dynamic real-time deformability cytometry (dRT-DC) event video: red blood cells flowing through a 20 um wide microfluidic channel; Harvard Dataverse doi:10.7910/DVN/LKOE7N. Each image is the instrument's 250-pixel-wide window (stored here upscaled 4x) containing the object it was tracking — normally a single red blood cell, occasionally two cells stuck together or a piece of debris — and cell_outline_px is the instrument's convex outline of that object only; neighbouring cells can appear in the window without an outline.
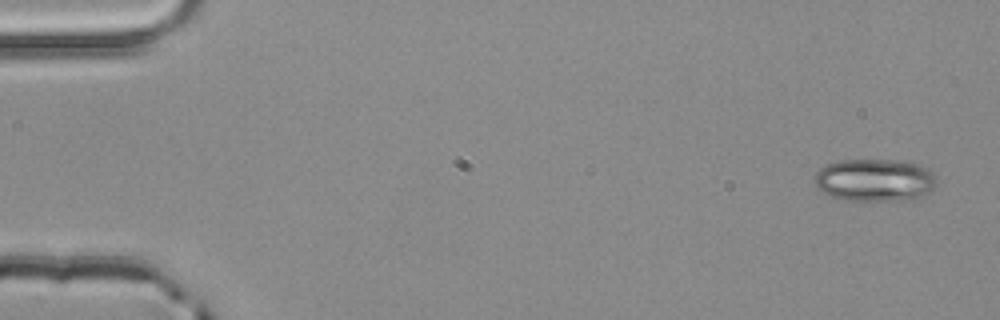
{"species": "common noctule bat (a hibernating species)", "species_latin": "Nyctalus noctula", "temperature_condition": "room temperature", "stored_images_in_passage": 4, "segment_of_instrument_passage": [1, 2], "camera_frame_rate_fps": 3000, "um_per_image_px": 0.085, "animal": {"sex": "male", "body_mass_g": 20.4}, "frame": {"image": 1, "passage_image": 1, "time_ms": 0.0, "image_size_px": [1000, 320], "cell_outline_px": [[936, 188], [912, 200], [844, 200], [832, 196], [816, 188], [812, 180], [812, 176], [820, 168], [828, 164], [840, 160], [896, 160], [920, 164], [928, 168], [936, 176]], "centroid_in_image_um": [74.34, 15.3], "position_along_channel_um": 10.7, "area_um2": 30.63}}